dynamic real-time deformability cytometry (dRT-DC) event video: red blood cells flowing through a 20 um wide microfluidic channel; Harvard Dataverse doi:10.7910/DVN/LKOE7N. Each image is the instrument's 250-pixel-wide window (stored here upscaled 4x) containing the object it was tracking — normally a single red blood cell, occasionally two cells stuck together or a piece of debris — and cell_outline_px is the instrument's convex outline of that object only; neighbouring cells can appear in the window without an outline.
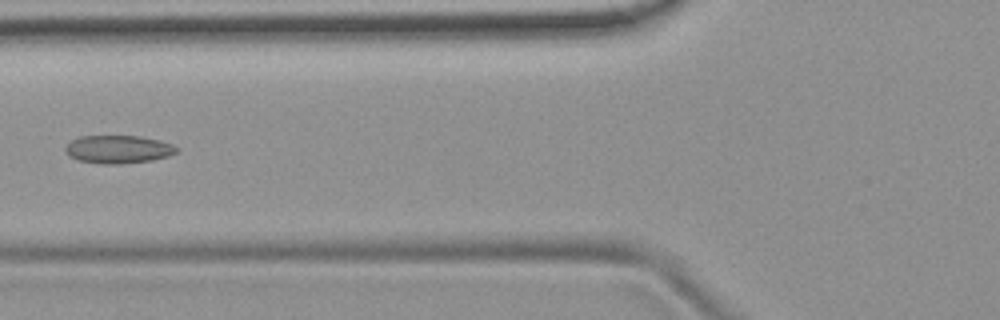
{"species": "common noctule bat (a hibernating species)", "species_latin": "Nyctalus noctula", "temperature_condition": "room temperature", "stored_images_in_passage": 6, "camera_frame_rate_fps": 3000, "um_per_image_px": 0.085, "animal": {"sex": "female", "body_mass_g": 19.9}, "frame": {"image": 1, "passage_image": 5, "time_ms": 6.333, "image_size_px": [1000, 320], "cell_outline_px": [[180, 148], [176, 152], [168, 156], [152, 160], [120, 164], [104, 164], [80, 160], [68, 156], [64, 148], [72, 140], [80, 136], [140, 136], [160, 140], [172, 144]], "centroid_in_image_um": [10.07, 12.69], "position_along_channel_um": 115.7, "area_um2": 18.15}}
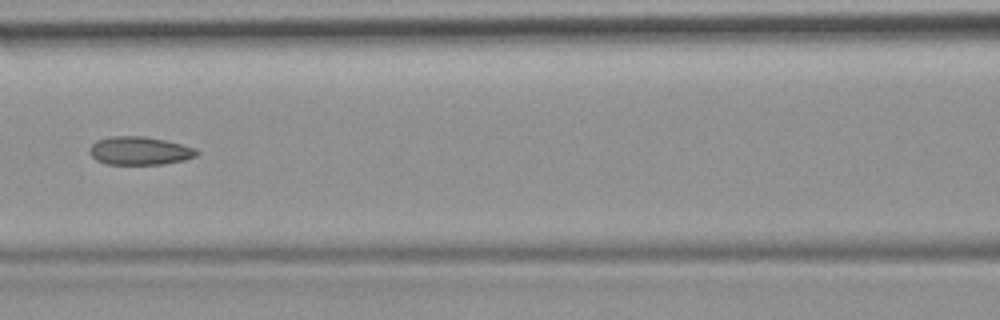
{"frame": {"image": 2, "passage_image": 6, "time_ms": 7.333, "image_size_px": [1000, 320], "cell_outline_px": [[200, 152], [196, 156], [184, 160], [164, 164], [108, 164], [96, 160], [92, 156], [92, 144], [96, 140], [112, 136], [144, 136], [164, 140], [196, 148]], "centroid_in_image_um": [11.91, 12.81], "position_along_channel_um": 154.7, "area_um2": 17.46}}